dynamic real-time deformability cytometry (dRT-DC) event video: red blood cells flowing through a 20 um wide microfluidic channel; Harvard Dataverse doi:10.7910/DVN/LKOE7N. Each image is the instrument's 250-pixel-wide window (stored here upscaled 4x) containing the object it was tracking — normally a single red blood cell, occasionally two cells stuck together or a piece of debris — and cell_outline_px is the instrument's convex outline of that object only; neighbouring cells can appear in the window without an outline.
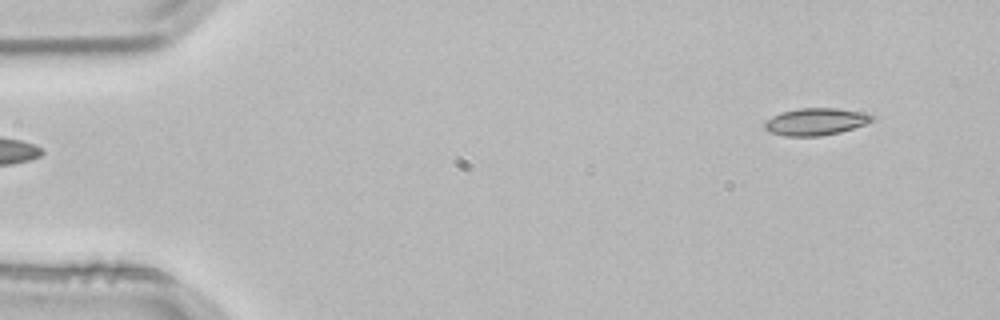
{"species": "common noctule bat (a hibernating species)", "species_latin": "Nyctalus noctula", "temperature_condition": "room temperature", "stored_images_in_passage": 3, "segment_of_instrument_passage": [2, 2], "camera_frame_rate_fps": 3000, "um_per_image_px": 0.085, "animal": {"sex": "male", "body_mass_g": 21.5, "forearm_length_mm": 52.0}, "frame": {"image": 1, "passage_image": 3, "time_ms": 0.667, "image_size_px": [1000, 320], "cell_outline_px": [[876, 120], [868, 124], [840, 132], [820, 136], [784, 136], [772, 132], [764, 128], [764, 120], [780, 112], [800, 108], [836, 108], [860, 112], [876, 116]], "centroid_in_image_um": [69.36, 10.34], "position_along_channel_um": 15.6, "area_um2": 17.17}}